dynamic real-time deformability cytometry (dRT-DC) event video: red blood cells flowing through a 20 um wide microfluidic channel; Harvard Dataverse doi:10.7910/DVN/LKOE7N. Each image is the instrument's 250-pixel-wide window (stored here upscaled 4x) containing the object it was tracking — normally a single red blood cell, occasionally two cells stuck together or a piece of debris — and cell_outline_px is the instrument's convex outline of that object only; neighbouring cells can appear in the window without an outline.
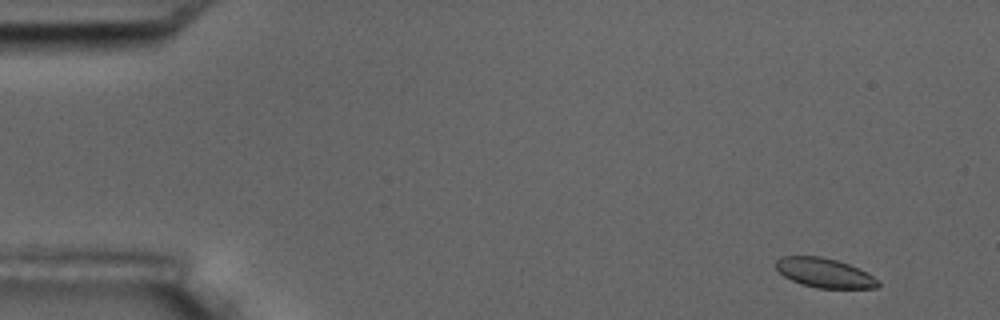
{"species": "common noctule bat (a hibernating species)", "species_latin": "Nyctalus noctula", "temperature_condition": "room temperature", "stored_images_in_passage": 5, "camera_frame_rate_fps": 3000, "um_per_image_px": 0.085, "animal": {"sex": "male", "body_mass_g": 17.5, "forearm_length_mm": 52.3}, "frame": {"image": 1, "passage_image": 1, "time_ms": 0.0, "image_size_px": [1000, 320], "cell_outline_px": [[880, 284], [876, 288], [816, 288], [800, 284], [784, 276], [776, 268], [776, 260], [780, 256], [820, 256], [836, 260], [848, 264], [880, 280]], "centroid_in_image_um": [70.05, 23.2], "position_along_channel_um": 14.9, "area_um2": 17.4}}